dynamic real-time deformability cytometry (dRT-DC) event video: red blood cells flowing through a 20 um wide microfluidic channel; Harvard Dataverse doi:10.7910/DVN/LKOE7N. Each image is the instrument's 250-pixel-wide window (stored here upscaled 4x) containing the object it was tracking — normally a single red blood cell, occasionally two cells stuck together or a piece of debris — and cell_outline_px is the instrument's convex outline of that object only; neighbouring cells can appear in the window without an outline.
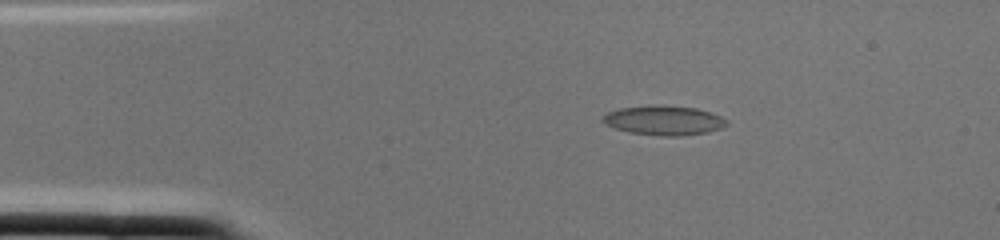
{"species": "common noctule bat (a hibernating species)", "species_latin": "Nyctalus noctula", "temperature_condition": "cold", "stored_images_in_passage": 1, "camera_frame_rate_fps": 3000, "um_per_image_px": 0.085, "animal": {"sex": "female", "body_mass_g": 22.0, "forearm_length_mm": 56.7}, "frame": {"image": 1, "passage_image": 1, "time_ms": 0.0, "image_size_px": [1000, 240], "cell_outline_px": [[728, 124], [720, 128], [708, 132], [680, 136], [664, 136], [632, 132], [616, 128], [604, 124], [600, 120], [608, 112], [620, 108], [652, 104], [664, 104], [696, 108], [720, 116], [728, 120]], "centroid_in_image_um": [56.43, 10.21], "position_along_channel_um": 28.6, "area_um2": 21.33}}